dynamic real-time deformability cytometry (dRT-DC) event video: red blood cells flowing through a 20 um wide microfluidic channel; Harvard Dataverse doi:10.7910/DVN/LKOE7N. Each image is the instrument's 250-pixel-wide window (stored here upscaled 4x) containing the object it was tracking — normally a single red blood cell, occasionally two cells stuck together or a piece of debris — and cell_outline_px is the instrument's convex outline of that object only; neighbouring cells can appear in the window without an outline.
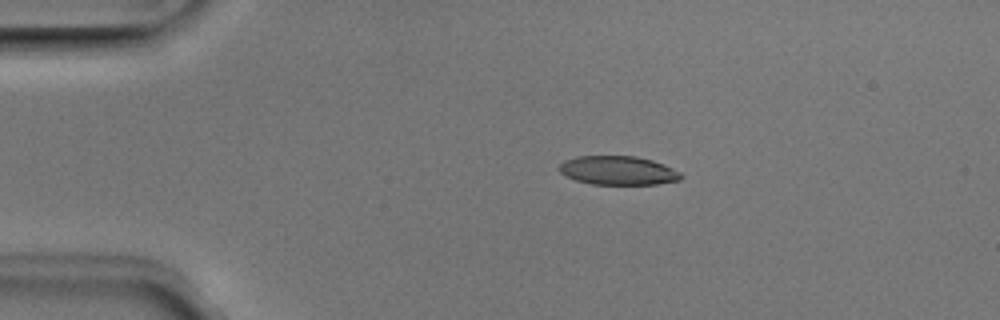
{"species": "Egyptian fruit bat (a non-hibernating species)", "species_latin": "Rousettus aegyptiacus", "temperature_condition": "room temperature", "stored_images_in_passage": 42, "camera_frame_rate_fps": 3000, "um_per_image_px": 0.085, "animal": {"sex": "male"}, "frame": {"image": 1, "passage_image": 1, "time_ms": 0.0, "image_size_px": [1000, 320], "cell_outline_px": [[684, 176], [680, 180], [656, 184], [592, 184], [576, 180], [560, 172], [560, 164], [564, 160], [576, 156], [636, 156], [652, 160], [672, 168], [680, 172]], "centroid_in_image_um": [52.55, 14.48], "position_along_channel_um": 32.4, "area_um2": 20.35}}
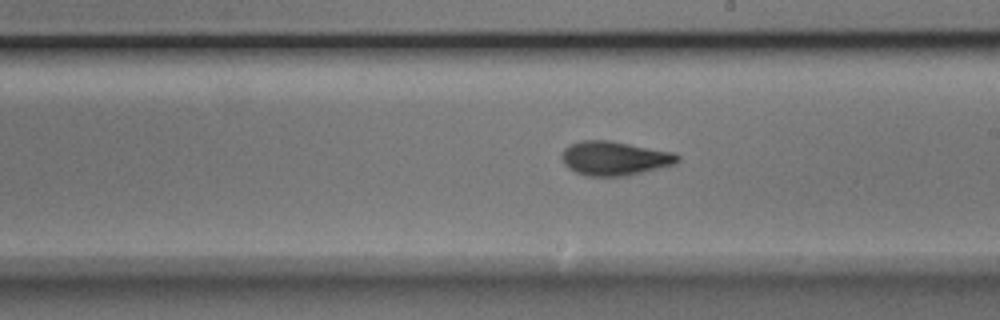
{"frame": {"image": 2, "passage_image": 20, "time_ms": 6.333, "image_size_px": [1000, 320], "cell_outline_px": [[680, 160], [676, 164], [628, 176], [588, 176], [576, 172], [568, 168], [564, 164], [560, 156], [564, 148], [568, 144], [580, 140], [608, 140], [676, 152], [680, 156]], "centroid_in_image_um": [52.25, 13.45], "position_along_channel_um": 236.8, "area_um2": 23.41}}
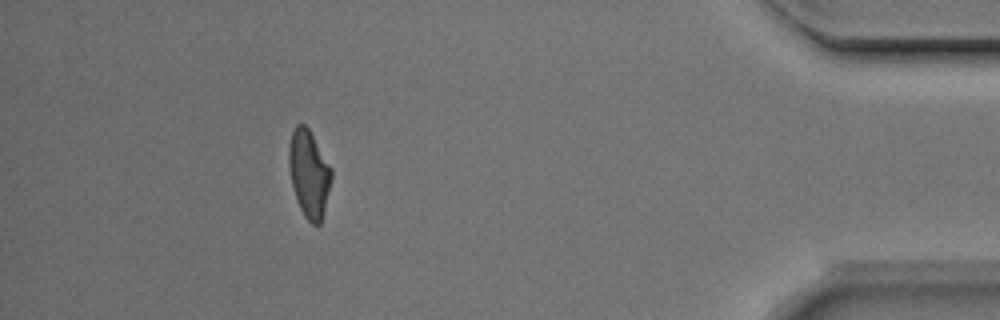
{"frame": {"image": 3, "passage_image": 37, "time_ms": 12.0, "image_size_px": [1000, 320], "cell_outline_px": [[332, 176], [320, 224], [312, 224], [304, 216], [296, 200], [292, 184], [288, 164], [288, 144], [292, 132], [296, 124], [304, 124], [308, 128], [332, 168]], "centroid_in_image_um": [26.24, 14.73], "position_along_channel_um": 409.0, "area_um2": 21.44}, "authors_computed_cell_mechanics": {"area_um2": 21.8195, "velocity_mm_per_s": 3.9791, "shape_relaxation_time_tau1_ms": 3.0485, "shape_relaxation_time_tau2_ms": 1.7051, "deformation_change_tau1": 0.1407, "deformation_change_tau2": 0.0838}}